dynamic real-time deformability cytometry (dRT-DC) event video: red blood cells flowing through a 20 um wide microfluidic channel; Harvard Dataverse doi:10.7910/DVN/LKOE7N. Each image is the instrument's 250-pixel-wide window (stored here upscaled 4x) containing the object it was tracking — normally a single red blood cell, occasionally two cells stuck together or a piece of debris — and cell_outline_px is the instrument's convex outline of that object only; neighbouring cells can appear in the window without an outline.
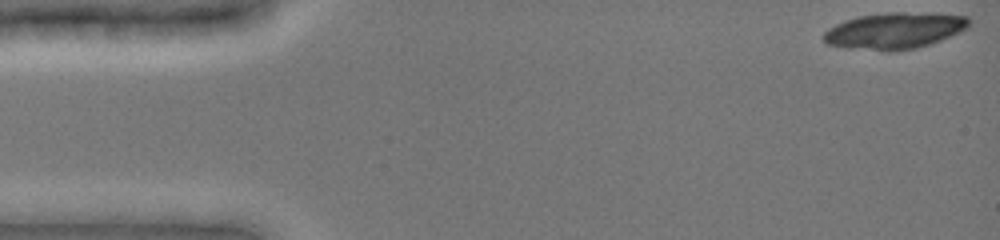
{"species": "common noctule bat (a hibernating species)", "species_latin": "Nyctalus noctula", "temperature_condition": "cold", "stored_images_in_passage": 52, "camera_frame_rate_fps": 3000, "um_per_image_px": 0.085, "animal": {"sex": "female", "body_mass_g": 19.0, "forearm_length_mm": 51.5}, "frame": {"image": 1, "passage_image": 1, "time_ms": 0.0, "image_size_px": [1000, 240], "cell_outline_px": [[968, 28], [960, 32], [940, 40], [916, 48], [892, 52], [888, 52], [844, 48], [828, 44], [824, 40], [824, 32], [828, 28], [844, 20], [856, 16], [888, 12], [936, 12], [968, 16]], "centroid_in_image_um": [76.03, 2.6], "position_along_channel_um": 9.0, "area_um2": 31.33}}
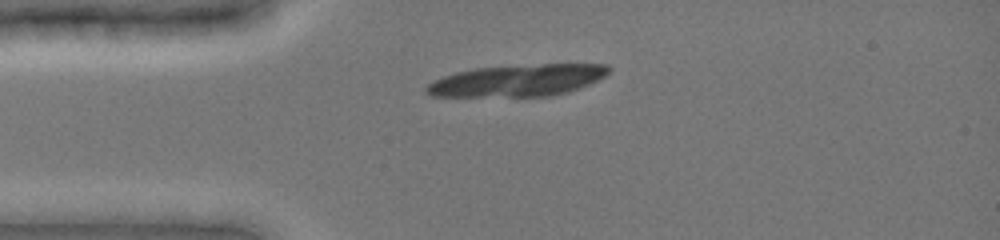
{"frame": {"image": 2, "passage_image": 12, "time_ms": 3.333, "image_size_px": [1000, 240], "cell_outline_px": [[612, 68], [604, 76], [588, 84], [568, 92], [548, 96], [432, 96], [424, 92], [424, 88], [432, 80], [456, 72], [472, 68], [540, 64], [608, 64]], "centroid_in_image_um": [43.96, 6.83], "position_along_channel_um": 41.0, "area_um2": 33.7}}
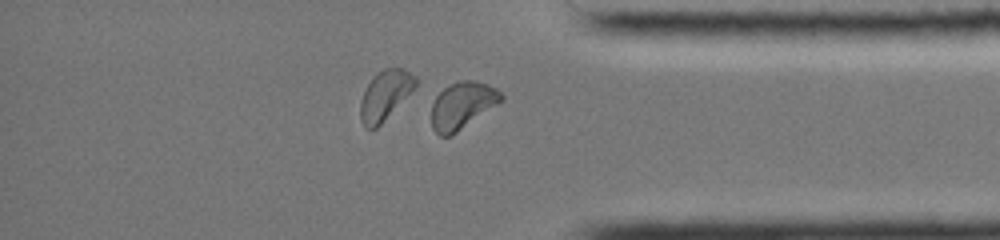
{"frame": {"image": 3, "passage_image": 44, "time_ms": 13.0, "image_size_px": [1000, 240], "cell_outline_px": [[504, 100], [452, 136], [440, 136], [432, 128], [432, 104], [436, 96], [444, 88], [460, 80], [472, 80], [488, 84], [496, 88], [504, 96]], "centroid_in_image_um": [39.31, 8.97], "position_along_channel_um": 395.9, "area_um2": 19.13}, "authors_computed_cell_mechanics": {"area_um2": 20.7502, "velocity_mm_per_s": 3.9369, "shape_relaxation_time_tau1_ms": 3.8101, "shape_relaxation_time_tau2_ms": null, "deformation_change_tau1": 0.11, "deformation_change_tau2": null}}